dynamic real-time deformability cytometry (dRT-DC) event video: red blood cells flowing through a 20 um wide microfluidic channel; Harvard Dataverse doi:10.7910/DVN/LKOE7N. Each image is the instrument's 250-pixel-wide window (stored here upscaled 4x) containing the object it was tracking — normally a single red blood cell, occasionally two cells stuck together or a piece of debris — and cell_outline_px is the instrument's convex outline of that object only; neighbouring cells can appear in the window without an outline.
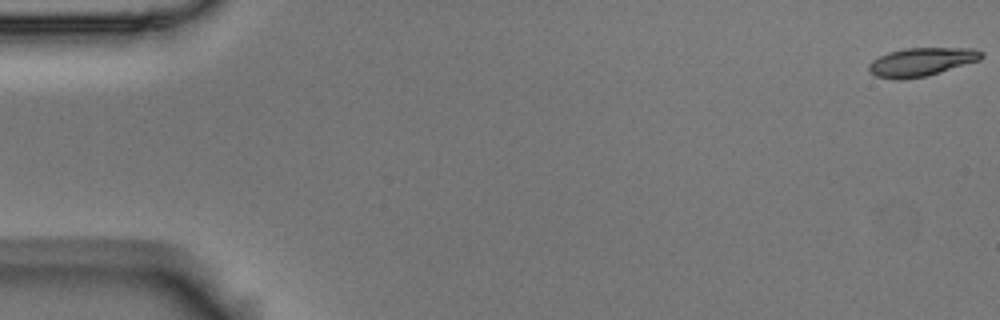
{"species": "Egyptian fruit bat (a non-hibernating species)", "species_latin": "Rousettus aegyptiacus", "temperature_condition": "room temperature", "stored_images_in_passage": 58, "camera_frame_rate_fps": 3000, "um_per_image_px": 0.085, "animal": {"sex": "male"}, "frame": {"image": 1, "passage_image": 1, "time_ms": 0.0, "image_size_px": [1000, 320], "cell_outline_px": [[984, 56], [980, 60], [928, 76], [900, 80], [896, 80], [876, 76], [868, 72], [868, 64], [872, 60], [888, 52], [904, 48], [976, 48], [984, 52]], "centroid_in_image_um": [78.32, 5.26], "position_along_channel_um": 6.7, "area_um2": 18.96}}
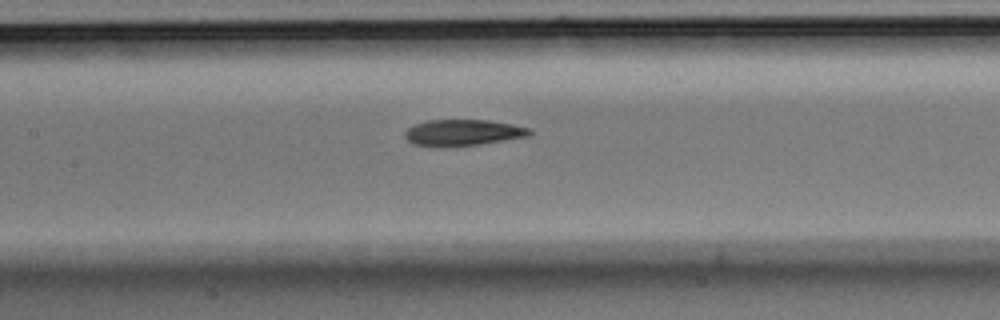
{"frame": {"image": 2, "passage_image": 27, "time_ms": 8.667, "image_size_px": [1000, 320], "cell_outline_px": [[532, 136], [480, 144], [444, 148], [436, 148], [412, 144], [404, 136], [404, 132], [408, 128], [416, 124], [428, 120], [488, 120], [512, 124], [532, 128]], "centroid_in_image_um": [39.36, 11.29], "position_along_channel_um": 168.0, "area_um2": 19.54}}
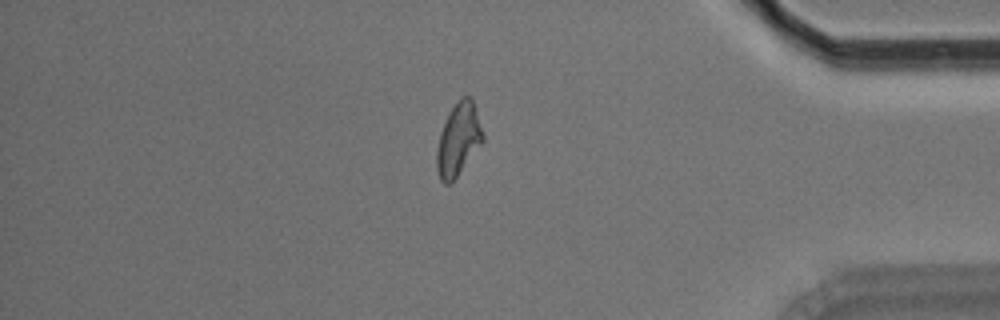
{"frame": {"image": 3, "passage_image": 49, "time_ms": 16.0, "image_size_px": [1000, 320], "cell_outline_px": [[484, 140], [456, 176], [448, 184], [444, 184], [440, 180], [436, 168], [436, 152], [440, 132], [452, 108], [464, 96], [472, 96], [484, 132]], "centroid_in_image_um": [38.97, 11.84], "position_along_channel_um": 396.2, "area_um2": 19.19}, "authors_computed_cell_mechanics": {"area_um2": 19.2763, "velocity_mm_per_s": 3.535, "shape_relaxation_time_tau1_ms": 5.4462, "shape_relaxation_time_tau2_ms": 6.0456, "deformation_change_tau1": 0.1799, "deformation_change_tau2": 0.1005}}